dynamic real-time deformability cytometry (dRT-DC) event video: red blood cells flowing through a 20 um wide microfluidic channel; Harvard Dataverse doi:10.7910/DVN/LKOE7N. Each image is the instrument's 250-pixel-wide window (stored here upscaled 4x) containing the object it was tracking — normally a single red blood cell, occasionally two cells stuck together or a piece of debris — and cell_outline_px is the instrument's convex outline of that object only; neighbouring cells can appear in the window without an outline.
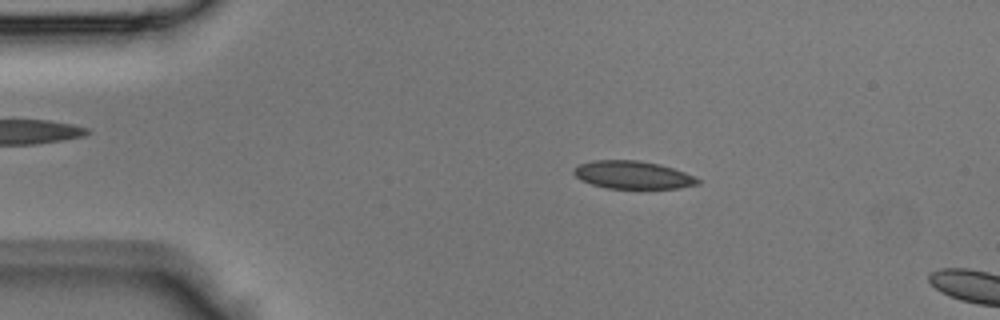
{"species": "Egyptian fruit bat (a non-hibernating species)", "species_latin": "Rousettus aegyptiacus", "temperature_condition": "room temperature", "stored_images_in_passage": 10, "camera_frame_rate_fps": 3000, "um_per_image_px": 0.085, "animal": {"sex": "male"}, "frame": {"image": 1, "passage_image": 7, "time_ms": 2.0, "image_size_px": [1000, 320], "cell_outline_px": [[700, 184], [680, 188], [604, 188], [580, 180], [572, 172], [572, 168], [580, 164], [592, 160], [640, 160], [660, 164], [696, 176], [700, 180]], "centroid_in_image_um": [53.78, 14.86], "position_along_channel_um": 31.2, "area_um2": 20.29}}